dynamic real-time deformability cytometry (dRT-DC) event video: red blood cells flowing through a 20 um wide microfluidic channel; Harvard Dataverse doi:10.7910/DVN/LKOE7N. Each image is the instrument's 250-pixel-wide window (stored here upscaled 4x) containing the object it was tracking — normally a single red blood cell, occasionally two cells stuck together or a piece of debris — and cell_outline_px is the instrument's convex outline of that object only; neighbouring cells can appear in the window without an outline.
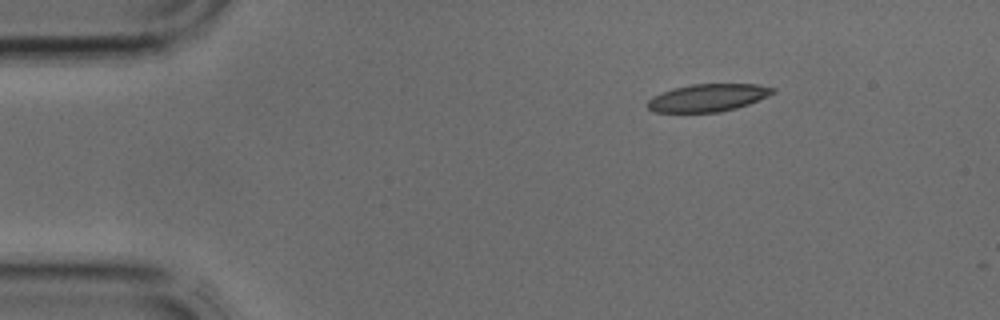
{"species": "common noctule bat (a hibernating species)", "species_latin": "Nyctalus noctula", "temperature_condition": "cold", "stored_images_in_passage": 3, "camera_frame_rate_fps": 3000, "um_per_image_px": 0.085, "animal": {"sex": "male", "body_mass_g": 17.9, "forearm_length_mm": 54.2}, "frame": {"image": 1, "passage_image": 1, "time_ms": 0.0, "image_size_px": [1000, 320], "cell_outline_px": [[776, 92], [768, 96], [748, 104], [736, 108], [720, 112], [656, 112], [648, 108], [648, 100], [652, 96], [672, 88], [692, 84], [756, 84], [776, 88]], "centroid_in_image_um": [60.18, 8.3], "position_along_channel_um": 24.8, "area_um2": 20.11}}